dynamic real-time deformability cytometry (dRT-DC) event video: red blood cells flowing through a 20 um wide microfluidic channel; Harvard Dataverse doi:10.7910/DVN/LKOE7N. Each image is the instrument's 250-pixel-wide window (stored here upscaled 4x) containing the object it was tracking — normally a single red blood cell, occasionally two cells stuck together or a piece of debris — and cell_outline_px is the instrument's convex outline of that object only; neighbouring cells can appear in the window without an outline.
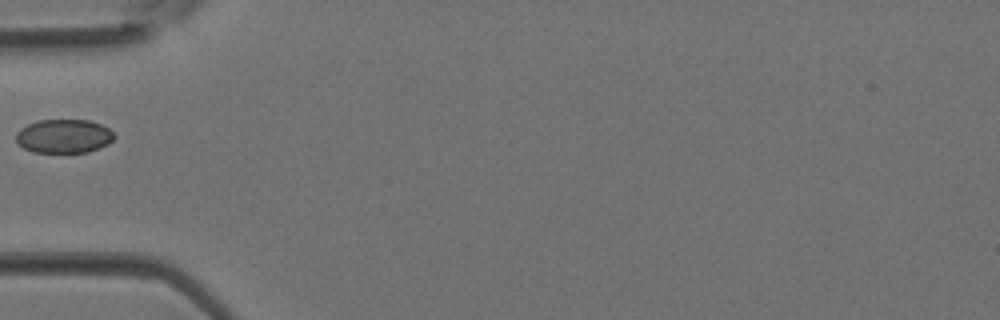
{"species": "Egyptian fruit bat (a non-hibernating species)", "species_latin": "Rousettus aegyptiacus", "temperature_condition": "room temperature", "stored_images_in_passage": 4, "camera_frame_rate_fps": 3000, "um_per_image_px": 0.085, "animal": {"sex": "female"}, "frame": {"image": 1, "passage_image": 4, "time_ms": 1.0, "image_size_px": [1000, 320], "cell_outline_px": [[116, 136], [108, 144], [88, 152], [32, 152], [24, 148], [16, 140], [16, 132], [20, 128], [28, 124], [40, 120], [88, 120], [100, 124], [108, 128]], "centroid_in_image_um": [5.42, 11.57], "position_along_channel_um": 79.6, "area_um2": 19.25}}